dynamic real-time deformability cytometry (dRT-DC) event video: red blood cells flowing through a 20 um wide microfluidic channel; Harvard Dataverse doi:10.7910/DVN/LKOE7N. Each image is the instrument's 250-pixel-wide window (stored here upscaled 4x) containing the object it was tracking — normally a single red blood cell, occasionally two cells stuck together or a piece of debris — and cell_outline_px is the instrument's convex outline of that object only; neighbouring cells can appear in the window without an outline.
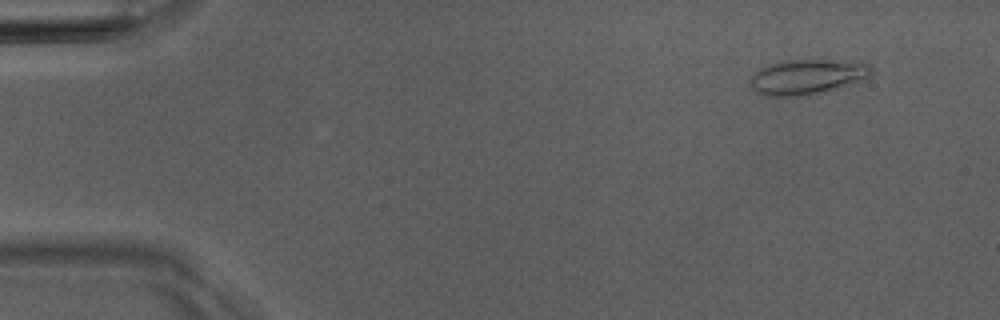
{"species": "Egyptian fruit bat (a non-hibernating species)", "species_latin": "Rousettus aegyptiacus", "temperature_condition": "room temperature", "stored_images_in_passage": 5, "camera_frame_rate_fps": 3000, "um_per_image_px": 0.085, "animal": {"sex": "male"}, "frame": {"image": 1, "passage_image": 2, "time_ms": 1.0, "image_size_px": [1000, 320], "cell_outline_px": [[872, 72], [868, 76], [824, 92], [808, 96], [764, 96], [756, 92], [752, 88], [752, 76], [760, 68], [784, 60], [832, 60], [868, 64], [872, 68]], "centroid_in_image_um": [68.55, 6.54], "position_along_channel_um": 16.5, "area_um2": 24.16}}